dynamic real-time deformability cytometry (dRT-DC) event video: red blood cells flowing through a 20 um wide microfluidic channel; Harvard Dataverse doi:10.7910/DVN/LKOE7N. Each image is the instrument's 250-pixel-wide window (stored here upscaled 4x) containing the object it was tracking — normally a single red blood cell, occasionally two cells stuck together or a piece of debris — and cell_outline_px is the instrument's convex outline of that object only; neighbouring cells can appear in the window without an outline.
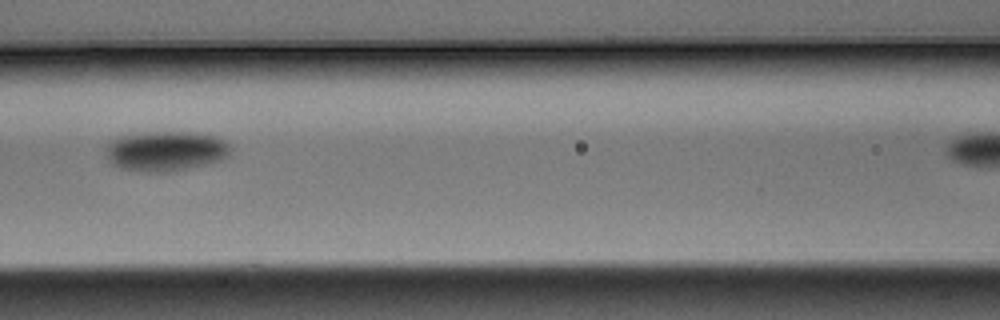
{"species": "Egyptian fruit bat (a non-hibernating species)", "species_latin": "Rousettus aegyptiacus", "temperature_condition": "warm", "stored_images_in_passage": 5, "camera_frame_rate_fps": 3000, "um_per_image_px": 0.085, "animal": {"sex": "male"}, "frame": {"image": 1, "passage_image": 4, "time_ms": 1.0, "image_size_px": [1000, 320], "cell_outline_px": [[228, 156], [220, 160], [204, 164], [168, 172], [144, 172], [120, 168], [112, 164], [108, 156], [108, 144], [112, 140], [120, 136], [152, 132], [192, 132], [216, 136], [224, 140], [228, 144]], "centroid_in_image_um": [14.08, 12.84], "position_along_channel_um": 152.5, "area_um2": 28.55}}